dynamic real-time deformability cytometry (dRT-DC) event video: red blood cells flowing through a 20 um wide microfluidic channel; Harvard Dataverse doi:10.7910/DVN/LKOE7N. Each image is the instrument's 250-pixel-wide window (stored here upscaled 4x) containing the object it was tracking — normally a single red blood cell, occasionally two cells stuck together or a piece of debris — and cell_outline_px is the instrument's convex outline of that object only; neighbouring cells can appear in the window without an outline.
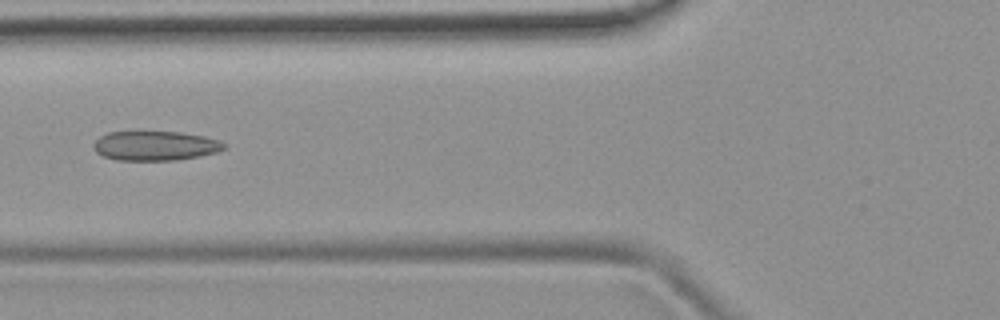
{"species": "common noctule bat (a hibernating species)", "species_latin": "Nyctalus noctula", "temperature_condition": "room temperature", "stored_images_in_passage": 46, "camera_frame_rate_fps": 3000, "um_per_image_px": 0.085, "animal": {"sex": "female", "body_mass_g": 19.9}, "frame": {"image": 1, "passage_image": 14, "time_ms": 4.333, "image_size_px": [1000, 320], "cell_outline_px": [[228, 144], [224, 148], [216, 152], [200, 156], [176, 160], [116, 160], [104, 156], [96, 152], [92, 148], [92, 144], [100, 136], [108, 132], [180, 132], [204, 136], [220, 140]], "centroid_in_image_um": [13.19, 12.39], "position_along_channel_um": 112.6, "area_um2": 22.48}}
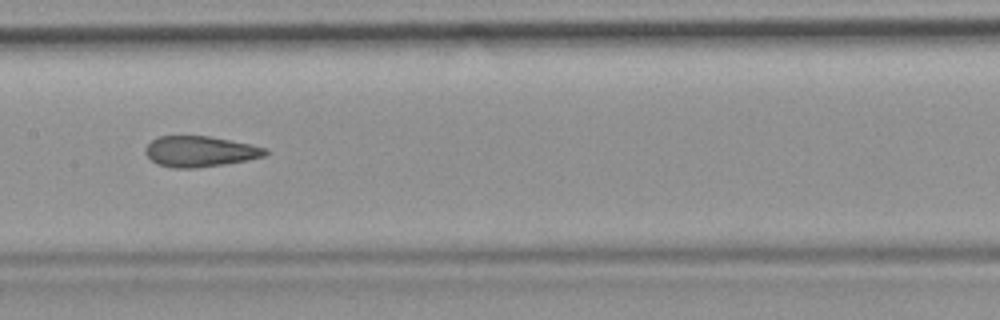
{"frame": {"image": 2, "passage_image": 20, "time_ms": 6.333, "image_size_px": [1000, 320], "cell_outline_px": [[268, 152], [264, 156], [248, 160], [224, 164], [196, 168], [172, 168], [156, 164], [144, 152], [144, 148], [152, 140], [160, 136], [208, 136], [252, 144], [268, 148]], "centroid_in_image_um": [17.0, 12.88], "position_along_channel_um": 190.4, "area_um2": 21.56}}
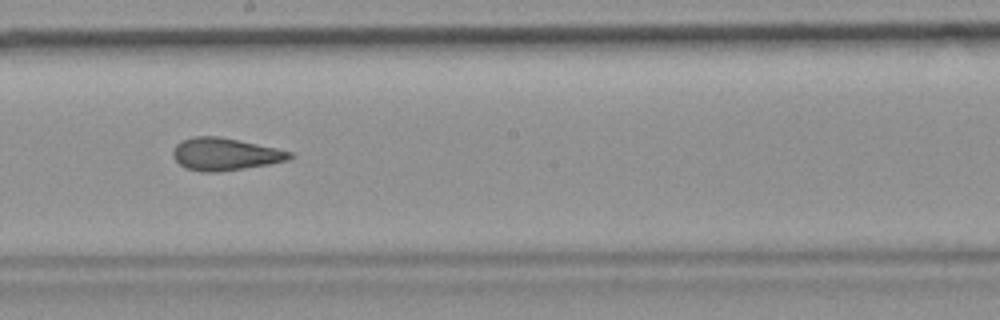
{"frame": {"image": 3, "passage_image": 23, "time_ms": 7.333, "image_size_px": [1000, 320], "cell_outline_px": [[292, 156], [288, 160], [268, 164], [220, 172], [200, 172], [184, 168], [172, 156], [172, 152], [176, 144], [180, 140], [192, 136], [220, 136], [276, 148], [292, 152]], "centroid_in_image_um": [19.07, 13.1], "position_along_channel_um": 229.1, "area_um2": 22.14}, "authors_computed_cell_mechanics": {"area_um2": 22.3397, "velocity_mm_per_s": 3.8931, "shape_relaxation_time_tau1_ms": null, "shape_relaxation_time_tau2_ms": 2.0537, "deformation_change_tau1": null, "deformation_change_tau2": 0.1137}}